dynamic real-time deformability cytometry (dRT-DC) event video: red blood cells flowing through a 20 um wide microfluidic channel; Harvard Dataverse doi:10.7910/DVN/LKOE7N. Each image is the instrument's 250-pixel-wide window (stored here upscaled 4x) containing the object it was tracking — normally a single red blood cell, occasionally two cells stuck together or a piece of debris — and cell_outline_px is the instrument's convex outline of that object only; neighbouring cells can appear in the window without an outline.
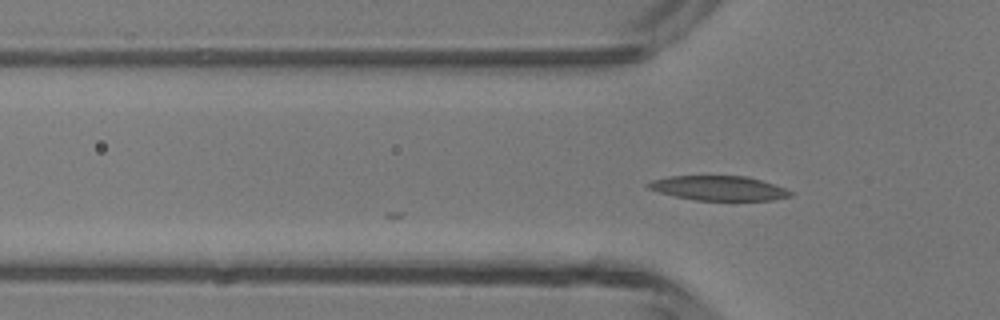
{"species": "common noctule bat (a hibernating species)", "species_latin": "Nyctalus noctula", "temperature_condition": "room temperature", "stored_images_in_passage": 15, "camera_frame_rate_fps": 3000, "um_per_image_px": 0.085, "animal": {"sex": "male", "body_mass_g": 13.3}, "frame": {"image": 1, "passage_image": 15, "time_ms": 4.667, "image_size_px": [1000, 320], "cell_outline_px": [[792, 196], [772, 200], [696, 200], [676, 196], [660, 192], [648, 188], [644, 184], [652, 180], [668, 176], [748, 176], [784, 188], [792, 192]], "centroid_in_image_um": [61.07, 15.99], "position_along_channel_um": 64.7, "area_um2": 20.17}}